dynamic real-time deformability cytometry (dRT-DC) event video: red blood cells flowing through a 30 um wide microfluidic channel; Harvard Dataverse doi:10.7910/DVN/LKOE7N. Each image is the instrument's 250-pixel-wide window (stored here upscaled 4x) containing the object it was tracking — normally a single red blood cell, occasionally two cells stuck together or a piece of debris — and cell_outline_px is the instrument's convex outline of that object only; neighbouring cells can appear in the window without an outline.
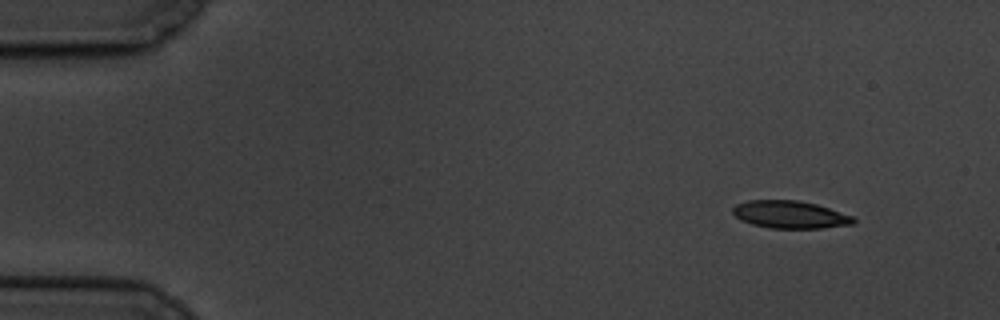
{"species": "common noctule bat (a hibernating species)", "species_latin": "Nyctalus noctula", "temperature_condition": "cold", "stored_images_in_passage": 5, "camera_frame_rate_fps": 3000, "um_per_image_px": 0.085, "animal": {"sex": "male", "body_mass_g": 19.5, "forearm_length_mm": 54.6}, "frame": {"image": 1, "passage_image": 1, "time_ms": 0.0, "image_size_px": [1000, 320], "cell_outline_px": [[856, 220], [852, 224], [820, 228], [768, 228], [752, 224], [740, 220], [732, 212], [732, 208], [736, 204], [748, 200], [800, 200], [816, 204], [852, 216]], "centroid_in_image_um": [67.11, 18.23], "position_along_channel_um": 17.9, "area_um2": 19.31}}
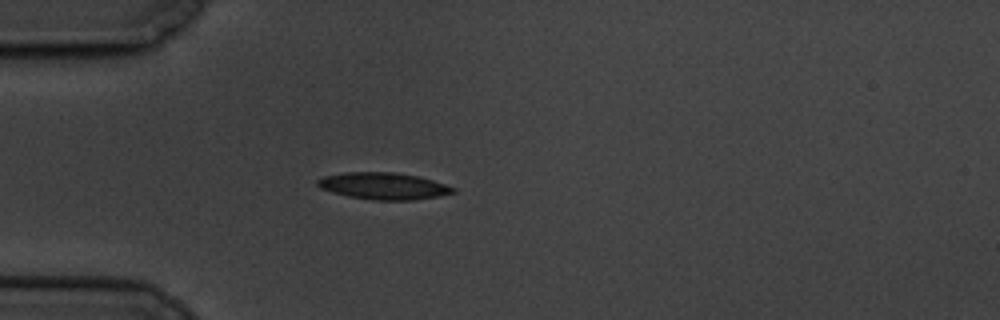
{"frame": {"image": 2, "passage_image": 4, "time_ms": 3.667, "image_size_px": [1000, 320], "cell_outline_px": [[456, 192], [440, 196], [412, 200], [376, 200], [348, 196], [332, 192], [320, 188], [316, 184], [316, 180], [324, 176], [344, 172], [392, 172], [420, 176], [456, 188]], "centroid_in_image_um": [32.6, 15.8], "position_along_channel_um": 52.4, "area_um2": 21.21}}